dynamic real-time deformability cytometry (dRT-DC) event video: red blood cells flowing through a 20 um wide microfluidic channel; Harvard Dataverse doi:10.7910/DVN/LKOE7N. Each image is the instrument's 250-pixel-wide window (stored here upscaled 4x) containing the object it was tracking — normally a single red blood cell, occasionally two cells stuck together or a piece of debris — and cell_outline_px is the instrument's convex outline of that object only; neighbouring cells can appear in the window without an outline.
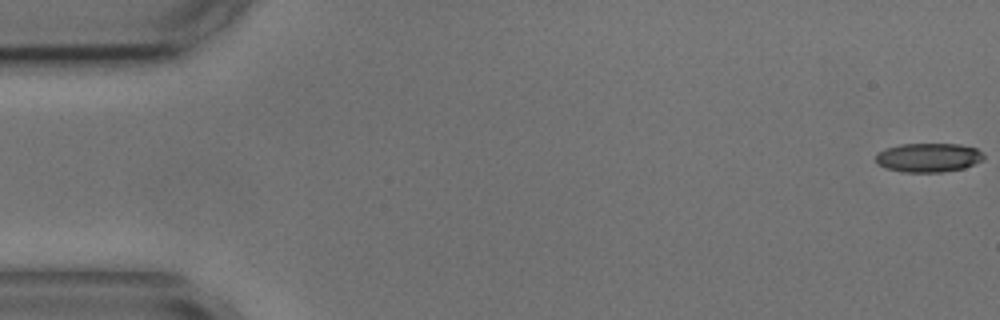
{"species": "common noctule bat (a hibernating species)", "species_latin": "Nyctalus noctula", "temperature_condition": "cold", "stored_images_in_passage": 13, "camera_frame_rate_fps": 3000, "um_per_image_px": 0.085, "animal": {"sex": "male", "body_mass_g": 17.9, "forearm_length_mm": 54.2}, "frame": {"image": 1, "passage_image": 1, "time_ms": 0.0, "image_size_px": [1000, 320], "cell_outline_px": [[984, 160], [964, 168], [944, 172], [900, 172], [884, 168], [876, 164], [876, 156], [884, 148], [900, 144], [960, 144], [976, 148], [984, 156]], "centroid_in_image_um": [78.89, 13.4], "position_along_channel_um": 6.1, "area_um2": 18.44}}